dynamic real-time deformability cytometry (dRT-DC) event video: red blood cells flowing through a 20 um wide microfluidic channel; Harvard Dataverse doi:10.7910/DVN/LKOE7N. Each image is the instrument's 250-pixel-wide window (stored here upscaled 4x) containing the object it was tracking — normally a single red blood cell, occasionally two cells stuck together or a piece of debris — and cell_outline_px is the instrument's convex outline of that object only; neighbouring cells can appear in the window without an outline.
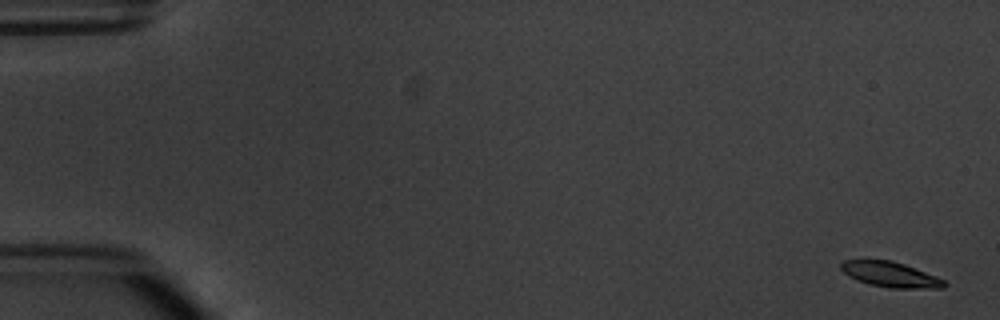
{"species": "common noctule bat (a hibernating species)", "species_latin": "Nyctalus noctula", "temperature_condition": "warm", "stored_images_in_passage": 6, "camera_frame_rate_fps": 3000, "um_per_image_px": 0.085, "animal": {"sex": "male", "body_mass_g": 20.1, "forearm_length_mm": 53.5}, "frame": {"image": 1, "passage_image": 1, "time_ms": 0.0, "image_size_px": [1000, 320], "cell_outline_px": [[948, 284], [944, 288], [888, 288], [868, 284], [856, 280], [848, 276], [840, 268], [840, 264], [844, 260], [864, 256], [892, 260], [904, 264], [936, 276], [944, 280]], "centroid_in_image_um": [75.59, 23.28], "position_along_channel_um": 9.4, "area_um2": 15.95}}